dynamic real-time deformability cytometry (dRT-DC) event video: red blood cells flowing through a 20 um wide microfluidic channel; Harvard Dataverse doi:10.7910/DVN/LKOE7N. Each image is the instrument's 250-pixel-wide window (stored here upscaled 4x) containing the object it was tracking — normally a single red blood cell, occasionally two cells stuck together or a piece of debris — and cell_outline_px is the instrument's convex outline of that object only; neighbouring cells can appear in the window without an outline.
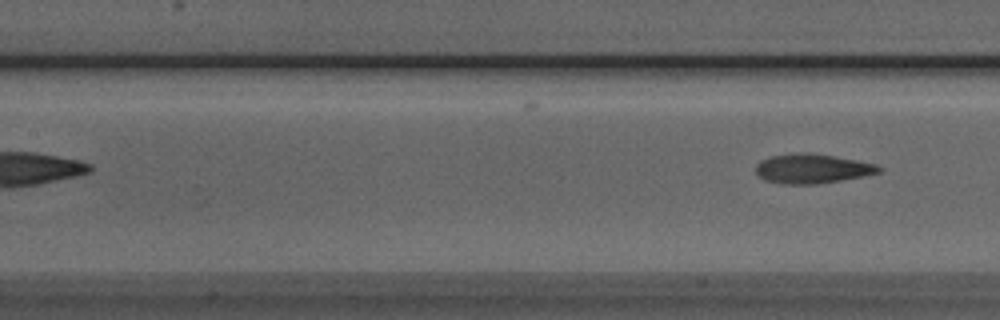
{"species": "Egyptian fruit bat (a non-hibernating species)", "species_latin": "Rousettus aegyptiacus", "temperature_condition": "room temperature", "stored_images_in_passage": 8, "camera_frame_rate_fps": 3000, "um_per_image_px": 0.085, "animal": {"sex": "male"}, "frame": {"image": 1, "passage_image": 8, "time_ms": 8.333, "image_size_px": [1000, 320], "cell_outline_px": [[884, 168], [880, 172], [840, 180], [816, 184], [788, 184], [764, 180], [756, 172], [756, 164], [760, 160], [768, 156], [800, 152], [808, 152], [856, 160], [876, 164]], "centroid_in_image_um": [69.0, 14.32], "position_along_channel_um": 138.4, "area_um2": 20.98}}